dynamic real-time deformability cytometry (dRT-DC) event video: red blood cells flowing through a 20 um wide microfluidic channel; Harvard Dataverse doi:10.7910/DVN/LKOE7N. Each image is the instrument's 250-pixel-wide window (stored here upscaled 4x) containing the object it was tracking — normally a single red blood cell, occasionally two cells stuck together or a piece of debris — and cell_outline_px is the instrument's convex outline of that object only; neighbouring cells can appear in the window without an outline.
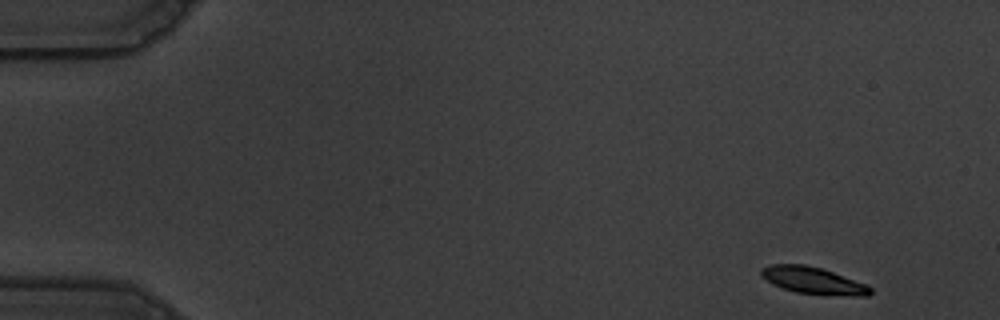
{"species": "common noctule bat (a hibernating species)", "species_latin": "Nyctalus noctula", "temperature_condition": "warm", "stored_images_in_passage": 15, "camera_frame_rate_fps": 3000, "um_per_image_px": 0.085, "animal": {"sex": "male", "body_mass_g": 19.5, "forearm_length_mm": 54.6}, "frame": {"image": 1, "passage_image": 1, "time_ms": 0.0, "image_size_px": [1000, 320], "cell_outline_px": [[872, 292], [868, 296], [856, 296], [796, 292], [772, 284], [760, 276], [760, 268], [772, 264], [804, 264], [820, 268], [868, 284], [872, 288]], "centroid_in_image_um": [69.11, 23.83], "position_along_channel_um": 15.9, "area_um2": 16.99}}
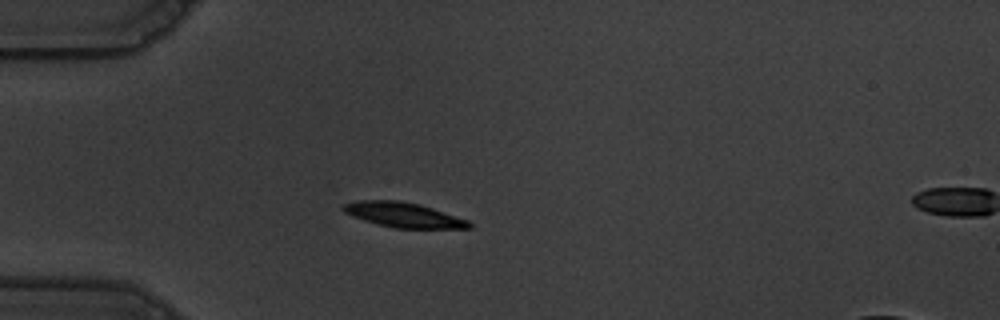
{"frame": {"image": 2, "passage_image": 13, "time_ms": 4.0, "image_size_px": [1000, 320], "cell_outline_px": [[472, 228], [396, 228], [376, 224], [352, 216], [344, 212], [340, 208], [344, 204], [360, 200], [400, 200], [420, 204], [468, 220], [472, 224]], "centroid_in_image_um": [34.27, 18.26], "position_along_channel_um": 50.7, "area_um2": 18.21}}